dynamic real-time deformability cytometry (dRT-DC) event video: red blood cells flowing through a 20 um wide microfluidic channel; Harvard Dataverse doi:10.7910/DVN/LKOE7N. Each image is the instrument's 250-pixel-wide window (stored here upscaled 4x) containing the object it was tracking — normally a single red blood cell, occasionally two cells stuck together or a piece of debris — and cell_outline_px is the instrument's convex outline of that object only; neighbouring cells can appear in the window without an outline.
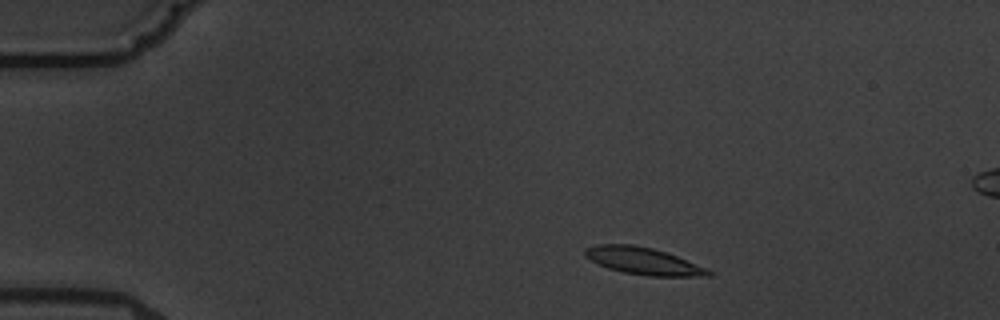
{"species": "common noctule bat (a hibernating species)", "species_latin": "Nyctalus noctula", "temperature_condition": "warm", "stored_images_in_passage": 4, "camera_frame_rate_fps": 3000, "um_per_image_px": 0.085, "animal": {"sex": "male", "body_mass_g": 19.5, "forearm_length_mm": 54.6}, "frame": {"image": 1, "passage_image": 1, "time_ms": 0.0, "image_size_px": [1000, 320], "cell_outline_px": [[712, 276], [648, 276], [624, 272], [608, 268], [584, 256], [584, 248], [596, 244], [632, 244], [652, 248], [676, 256], [704, 268], [712, 272]], "centroid_in_image_um": [54.62, 22.17], "position_along_channel_um": 30.4, "area_um2": 19.13}}